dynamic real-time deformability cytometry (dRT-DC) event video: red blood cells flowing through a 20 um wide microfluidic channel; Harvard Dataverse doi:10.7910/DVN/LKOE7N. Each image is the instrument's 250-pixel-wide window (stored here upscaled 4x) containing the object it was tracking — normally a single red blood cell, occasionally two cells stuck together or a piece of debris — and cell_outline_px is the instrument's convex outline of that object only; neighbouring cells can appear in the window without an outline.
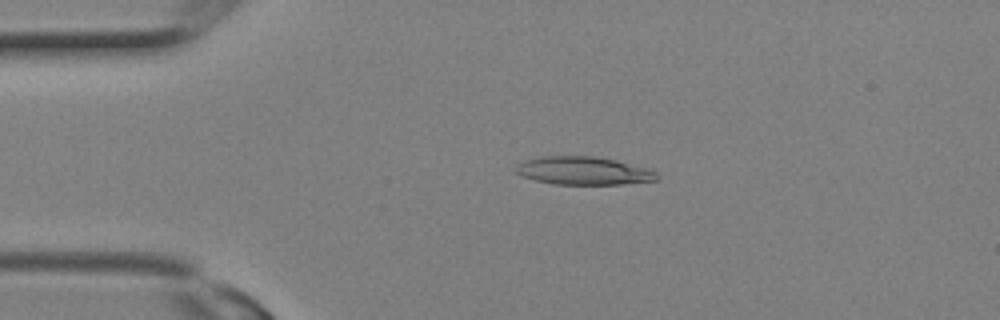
{"species": "Egyptian fruit bat (a non-hibernating species)", "species_latin": "Rousettus aegyptiacus", "temperature_condition": "room temperature", "stored_images_in_passage": 5, "camera_frame_rate_fps": 3000, "um_per_image_px": 0.085, "animal": {"sex": "female"}, "frame": {"image": 1, "passage_image": 3, "time_ms": 0.667, "image_size_px": [1000, 320], "cell_outline_px": [[660, 176], [656, 180], [624, 184], [552, 184], [520, 176], [512, 168], [516, 164], [524, 160], [540, 156], [596, 156], [616, 160], [648, 168], [656, 172]], "centroid_in_image_um": [49.55, 14.51], "position_along_channel_um": 35.4, "area_um2": 23.35}}